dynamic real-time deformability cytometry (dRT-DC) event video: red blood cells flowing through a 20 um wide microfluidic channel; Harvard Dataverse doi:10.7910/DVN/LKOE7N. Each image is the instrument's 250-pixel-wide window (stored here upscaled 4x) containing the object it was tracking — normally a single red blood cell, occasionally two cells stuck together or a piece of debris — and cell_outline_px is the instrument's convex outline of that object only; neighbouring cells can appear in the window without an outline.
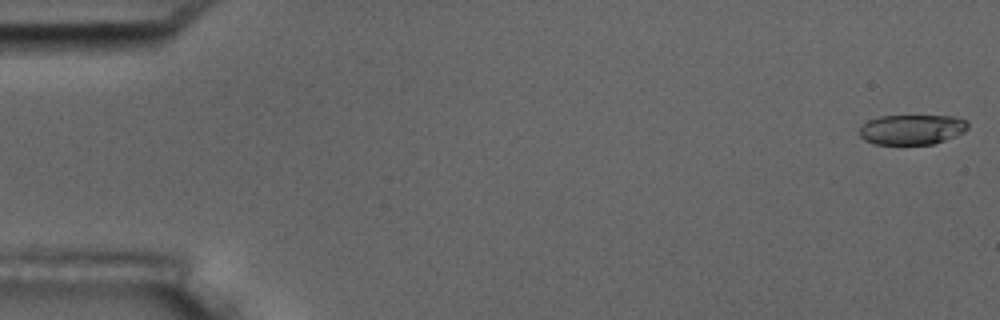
{"species": "common noctule bat (a hibernating species)", "species_latin": "Nyctalus noctula", "temperature_condition": "room temperature", "stored_images_in_passage": 15, "camera_frame_rate_fps": 3000, "um_per_image_px": 0.085, "animal": {"sex": "male", "body_mass_g": 17.5, "forearm_length_mm": 52.3}, "frame": {"image": 1, "passage_image": 1, "time_ms": 0.0, "image_size_px": [1000, 320], "cell_outline_px": [[968, 128], [964, 132], [956, 136], [932, 144], [876, 144], [864, 140], [860, 136], [860, 128], [868, 120], [880, 116], [956, 116], [968, 120]], "centroid_in_image_um": [77.55, 11.0], "position_along_channel_um": 7.5, "area_um2": 19.02}}
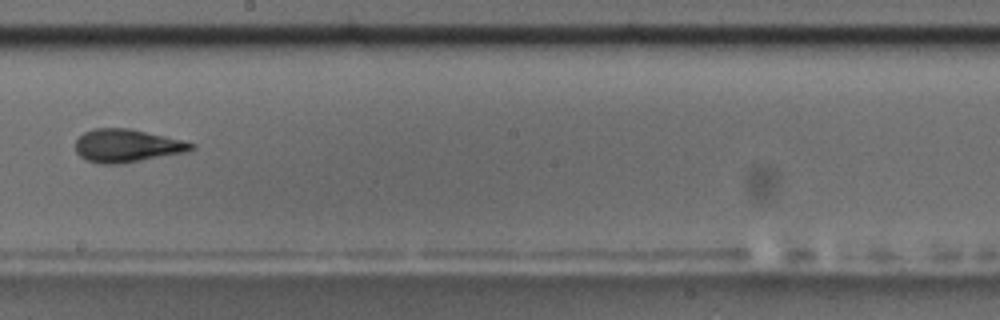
{"frame": {"image": 2, "passage_image": 9, "time_ms": 10.333, "image_size_px": [1000, 320], "cell_outline_px": [[196, 148], [184, 152], [120, 164], [100, 164], [84, 160], [76, 152], [76, 140], [84, 132], [96, 128], [128, 128], [164, 136], [196, 144]], "centroid_in_image_um": [10.74, 12.39], "position_along_channel_um": 237.5, "area_um2": 22.08}, "authors_computed_cell_mechanics": {"area_um2": 21.1548, "velocity_mm_per_s": 3.6266, "shape_relaxation_time_tau1_ms": 6.0076, "shape_relaxation_time_tau2_ms": 1.2689, "deformation_change_tau1": 0.17, "deformation_change_tau2": 0.0732}}